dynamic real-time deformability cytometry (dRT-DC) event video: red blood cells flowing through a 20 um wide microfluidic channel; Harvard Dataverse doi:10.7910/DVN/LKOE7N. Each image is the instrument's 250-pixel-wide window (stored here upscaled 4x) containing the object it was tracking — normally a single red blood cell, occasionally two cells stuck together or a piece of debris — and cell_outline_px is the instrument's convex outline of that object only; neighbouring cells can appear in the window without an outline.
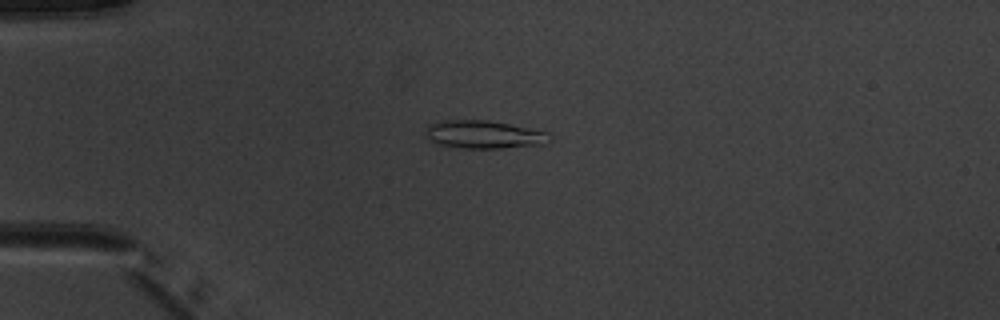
{"species": "common noctule bat (a hibernating species)", "species_latin": "Nyctalus noctula", "temperature_condition": "warm", "stored_images_in_passage": 4, "camera_frame_rate_fps": 3000, "um_per_image_px": 0.085, "animal": {"sex": "male", "body_mass_g": 20.1, "forearm_length_mm": 53.5}, "frame": {"image": 1, "passage_image": 3, "time_ms": 2.333, "image_size_px": [1000, 320], "cell_outline_px": [[552, 136], [544, 144], [496, 148], [464, 148], [440, 144], [432, 140], [424, 132], [424, 128], [428, 124], [444, 120], [488, 120], [548, 132]], "centroid_in_image_um": [41.11, 11.42], "position_along_channel_um": 43.9, "area_um2": 19.94}}